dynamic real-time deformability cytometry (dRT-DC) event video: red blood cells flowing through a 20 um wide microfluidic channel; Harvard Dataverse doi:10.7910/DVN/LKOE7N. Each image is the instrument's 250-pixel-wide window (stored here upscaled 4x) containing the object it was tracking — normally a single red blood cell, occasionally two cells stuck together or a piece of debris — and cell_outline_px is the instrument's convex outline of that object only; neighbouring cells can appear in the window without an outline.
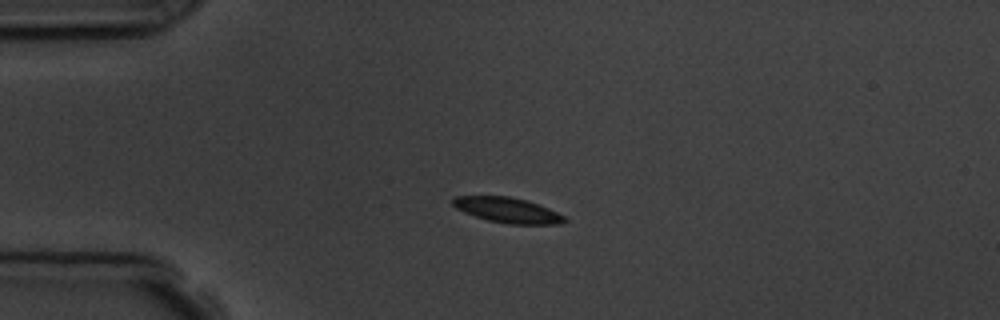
{"species": "common noctule bat (a hibernating species)", "species_latin": "Nyctalus noctula", "temperature_condition": "room temperature", "stored_images_in_passage": 2, "camera_frame_rate_fps": 3000, "um_per_image_px": 0.085, "animal": {"sex": "male", "body_mass_g": 19.5, "forearm_length_mm": 54.6}, "frame": {"image": 1, "passage_image": 1, "time_ms": 0.0, "image_size_px": [1000, 320], "cell_outline_px": [[568, 220], [564, 224], [508, 224], [488, 220], [464, 212], [456, 208], [452, 204], [452, 196], [508, 196], [528, 200], [548, 208], [564, 216]], "centroid_in_image_um": [43.15, 17.86], "position_along_channel_um": 41.8, "area_um2": 16.47}}